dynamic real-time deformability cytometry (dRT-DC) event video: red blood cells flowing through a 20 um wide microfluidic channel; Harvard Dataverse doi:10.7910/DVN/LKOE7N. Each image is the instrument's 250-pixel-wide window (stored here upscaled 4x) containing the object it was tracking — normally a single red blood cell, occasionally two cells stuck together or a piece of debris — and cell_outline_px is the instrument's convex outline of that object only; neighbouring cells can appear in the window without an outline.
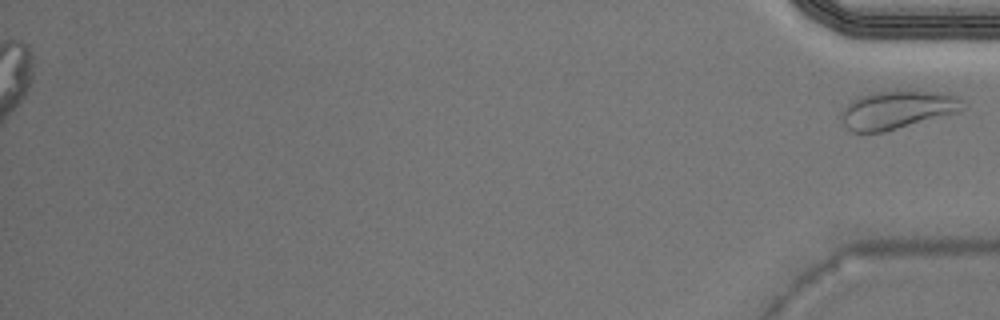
{"species": "Egyptian fruit bat (a non-hibernating species)", "species_latin": "Rousettus aegyptiacus", "temperature_condition": "warm", "stored_images_in_passage": 39, "segment_of_instrument_passage": [2, 2], "camera_frame_rate_fps": 3000, "um_per_image_px": 0.085, "animal": {"sex": "male"}, "frame": {"image": 1, "passage_image": 39, "time_ms": 12.667, "image_size_px": [1000, 320], "cell_outline_px": [[964, 108], [960, 112], [884, 132], [852, 132], [844, 124], [840, 116], [840, 112], [852, 100], [860, 96], [876, 92], [936, 92], [956, 96], [960, 100]], "centroid_in_image_um": [76.24, 9.36], "position_along_channel_um": 359.0, "area_um2": 26.53}}